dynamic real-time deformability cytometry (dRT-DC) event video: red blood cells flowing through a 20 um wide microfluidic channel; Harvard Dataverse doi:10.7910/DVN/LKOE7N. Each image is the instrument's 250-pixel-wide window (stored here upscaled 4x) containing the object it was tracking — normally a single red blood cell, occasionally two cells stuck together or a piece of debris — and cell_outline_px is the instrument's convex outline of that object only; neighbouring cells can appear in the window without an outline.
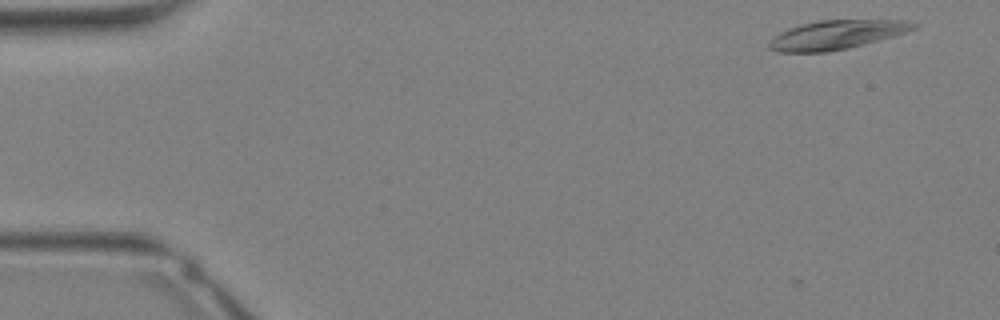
{"species": "Egyptian fruit bat (a non-hibernating species)", "species_latin": "Rousettus aegyptiacus", "temperature_condition": "warm", "stored_images_in_passage": 6, "camera_frame_rate_fps": 3000, "um_per_image_px": 0.085, "animal": {"sex": "female"}, "frame": {"image": 1, "passage_image": 1, "time_ms": 0.0, "image_size_px": [1000, 320], "cell_outline_px": [[920, 24], [916, 28], [908, 32], [864, 44], [848, 48], [828, 52], [776, 52], [768, 48], [768, 40], [772, 36], [788, 28], [800, 24], [816, 20], [912, 20]], "centroid_in_image_um": [71.1, 2.95], "position_along_channel_um": 13.9, "area_um2": 24.8}}